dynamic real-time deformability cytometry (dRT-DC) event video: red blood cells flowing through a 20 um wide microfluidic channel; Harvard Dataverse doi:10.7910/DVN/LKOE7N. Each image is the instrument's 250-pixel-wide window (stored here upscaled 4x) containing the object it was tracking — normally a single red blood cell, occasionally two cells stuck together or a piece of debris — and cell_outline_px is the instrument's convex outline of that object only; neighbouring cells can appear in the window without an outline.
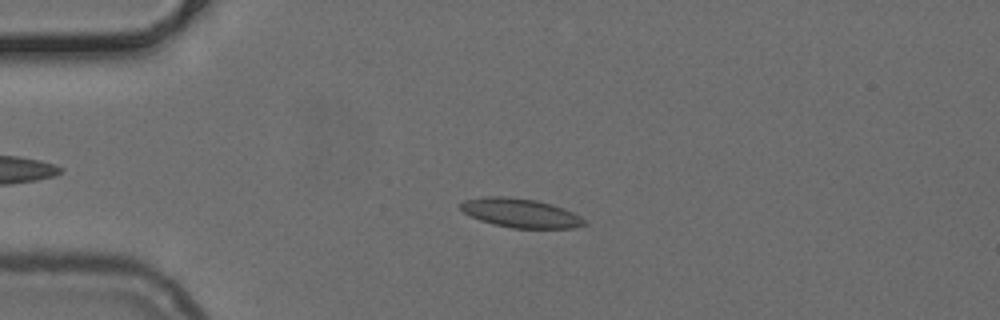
{"species": "common noctule bat (a hibernating species)", "species_latin": "Nyctalus noctula", "temperature_condition": "cold", "stored_images_in_passage": 44, "camera_frame_rate_fps": 3000, "um_per_image_px": 0.085, "animal": {"sex": "female", "body_mass_g": 24.6, "forearm_length_mm": 56.2}, "frame": {"image": 1, "passage_image": 5, "time_ms": 1.333, "image_size_px": [1000, 320], "cell_outline_px": [[588, 224], [576, 228], [512, 228], [480, 220], [464, 212], [460, 208], [460, 204], [464, 200], [484, 196], [504, 196], [536, 200], [564, 208], [580, 216]], "centroid_in_image_um": [44.26, 18.1], "position_along_channel_um": 40.7, "area_um2": 20.81}}
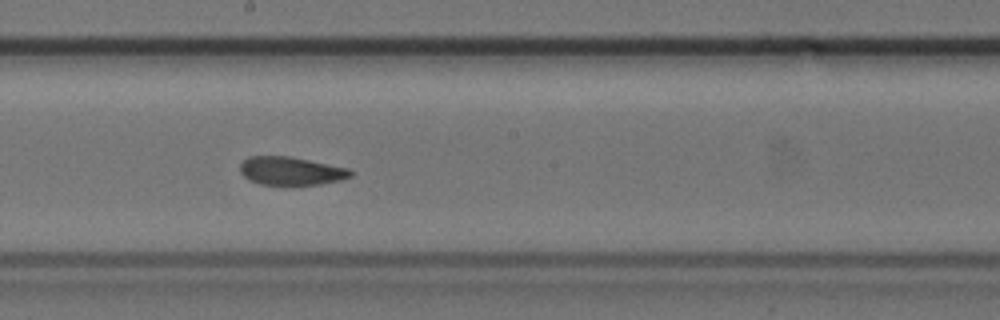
{"frame": {"image": 2, "passage_image": 21, "time_ms": 6.667, "image_size_px": [1000, 320], "cell_outline_px": [[356, 172], [352, 176], [340, 180], [320, 184], [292, 188], [260, 184], [248, 180], [240, 172], [240, 164], [248, 156], [288, 156], [348, 168]], "centroid_in_image_um": [24.73, 14.58], "position_along_channel_um": 223.5, "area_um2": 18.96}}
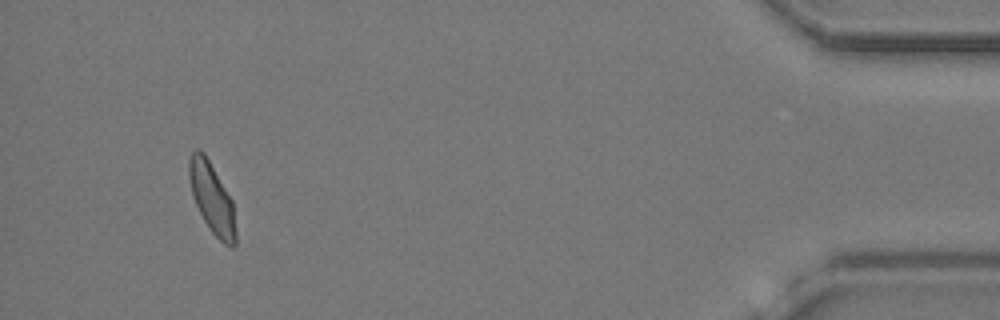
{"frame": {"image": 3, "passage_image": 41, "time_ms": 13.333, "image_size_px": [1000, 320], "cell_outline_px": [[236, 244], [232, 248], [224, 244], [212, 232], [204, 220], [192, 196], [188, 176], [188, 160], [192, 152], [196, 148], [200, 148], [204, 152], [232, 200], [236, 232]], "centroid_in_image_um": [18.0, 16.83], "position_along_channel_um": 417.2, "area_um2": 19.13}}